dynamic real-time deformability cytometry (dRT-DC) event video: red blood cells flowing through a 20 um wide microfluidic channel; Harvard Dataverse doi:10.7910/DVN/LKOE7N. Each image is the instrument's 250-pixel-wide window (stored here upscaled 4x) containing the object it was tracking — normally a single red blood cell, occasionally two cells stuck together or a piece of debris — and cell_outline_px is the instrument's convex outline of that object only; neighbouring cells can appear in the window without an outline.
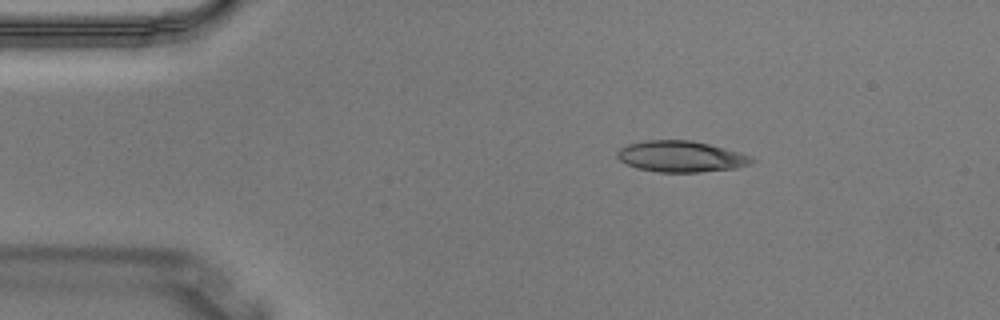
{"species": "Egyptian fruit bat (a non-hibernating species)", "species_latin": "Rousettus aegyptiacus", "temperature_condition": "warm", "stored_images_in_passage": 2, "camera_frame_rate_fps": 3000, "um_per_image_px": 0.085, "animal": {"sex": "male"}, "frame": {"image": 1, "passage_image": 1, "time_ms": 0.0, "image_size_px": [1000, 320], "cell_outline_px": [[756, 160], [752, 164], [736, 168], [700, 172], [656, 172], [636, 168], [620, 160], [616, 156], [616, 152], [620, 148], [628, 144], [644, 140], [692, 140], [740, 152], [752, 156]], "centroid_in_image_um": [57.9, 13.3], "position_along_channel_um": 27.1, "area_um2": 24.57}}